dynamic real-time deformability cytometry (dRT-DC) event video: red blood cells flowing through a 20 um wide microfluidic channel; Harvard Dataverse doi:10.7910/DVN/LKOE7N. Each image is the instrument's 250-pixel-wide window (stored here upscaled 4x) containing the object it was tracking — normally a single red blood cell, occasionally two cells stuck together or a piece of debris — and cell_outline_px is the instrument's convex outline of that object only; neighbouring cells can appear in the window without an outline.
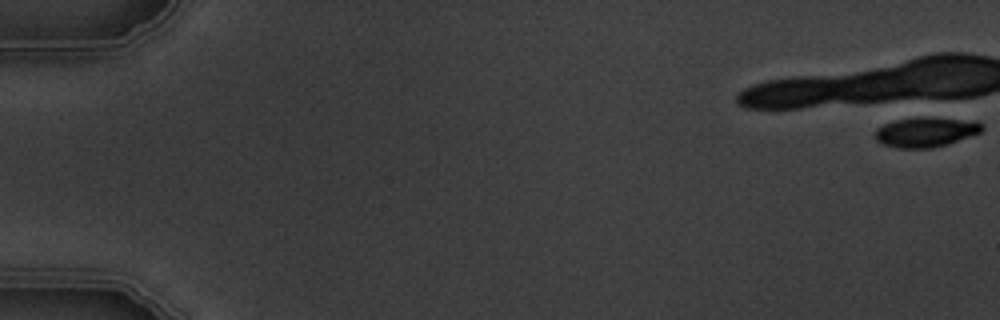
{"species": "common noctule bat (a hibernating species)", "species_latin": "Nyctalus noctula", "temperature_condition": "warm", "stored_images_in_passage": 6, "camera_frame_rate_fps": 3000, "um_per_image_px": 0.085, "animal": {"sex": "male", "body_mass_g": 19.5, "forearm_length_mm": 54.6}, "frame": {"image": 1, "passage_image": 1, "time_ms": 0.0, "image_size_px": [1000, 320], "cell_outline_px": [[984, 128], [980, 132], [948, 144], [932, 148], [896, 148], [884, 144], [876, 140], [876, 128], [884, 124], [896, 120], [924, 116], [976, 120], [984, 124]], "centroid_in_image_um": [78.73, 11.2], "position_along_channel_um": 6.3, "area_um2": 18.79}}